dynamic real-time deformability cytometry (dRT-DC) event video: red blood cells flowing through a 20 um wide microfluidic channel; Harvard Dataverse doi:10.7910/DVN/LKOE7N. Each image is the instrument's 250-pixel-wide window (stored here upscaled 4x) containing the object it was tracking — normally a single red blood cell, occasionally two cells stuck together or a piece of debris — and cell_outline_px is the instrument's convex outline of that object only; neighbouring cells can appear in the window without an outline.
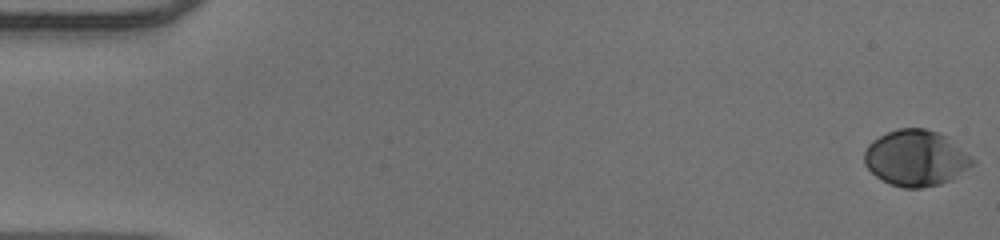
{"species": "human", "species_latin": "Homo sapiens", "temperature_condition": "warm", "stored_images_in_passage": 52, "camera_frame_rate_fps": 3000, "um_per_image_px": 0.085, "donor": {"sex": "male"}, "frame": {"image": 1, "passage_image": 1, "time_ms": 0.0, "image_size_px": [1000, 240], "cell_outline_px": [[976, 164], [952, 180], [940, 184], [920, 188], [904, 188], [888, 184], [876, 176], [864, 164], [864, 152], [868, 144], [872, 140], [888, 132], [900, 128], [924, 128], [936, 132], [944, 136], [972, 156], [976, 160]], "centroid_in_image_um": [77.86, 13.46], "position_along_channel_um": 7.1, "area_um2": 35.37}}
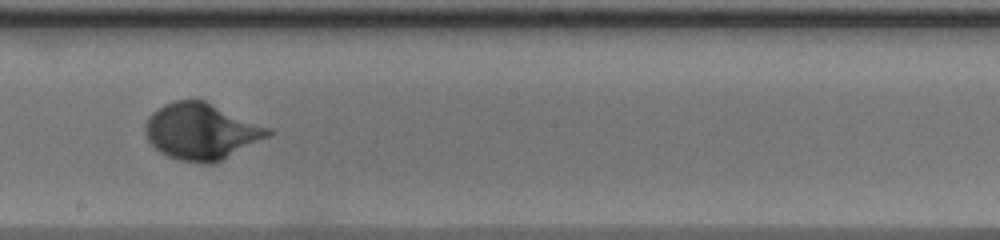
{"frame": {"image": 2, "passage_image": 30, "time_ms": 9.667, "image_size_px": [1000, 240], "cell_outline_px": [[272, 132], [268, 136], [212, 164], [200, 164], [180, 160], [168, 156], [160, 152], [148, 140], [144, 132], [144, 124], [148, 116], [152, 112], [164, 104], [176, 100], [204, 100], [272, 128]], "centroid_in_image_um": [17.08, 11.16], "position_along_channel_um": 231.1, "area_um2": 40.17}}
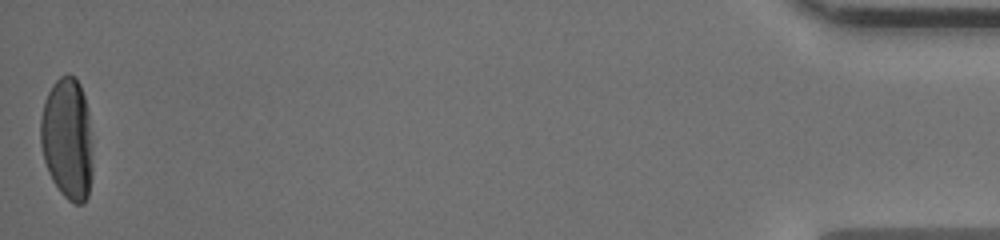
{"frame": {"image": 3, "passage_image": 52, "time_ms": 17.0, "image_size_px": [1000, 240], "cell_outline_px": [[92, 176], [88, 196], [84, 204], [76, 204], [68, 200], [60, 192], [52, 180], [48, 172], [44, 160], [40, 144], [40, 120], [44, 100], [52, 84], [60, 76], [68, 72], [76, 76], [80, 84], [88, 108], [92, 148]], "centroid_in_image_um": [5.73, 11.78], "position_along_channel_um": 429.5, "area_um2": 37.74}, "authors_computed_cell_mechanics": {"area_um2": 35.9516, "velocity_mm_per_s": 3.9746, "shape_relaxation_time_tau1_ms": 3.192, "shape_relaxation_time_tau2_ms": null, "deformation_change_tau1": 0.1766, "deformation_change_tau2": null}}